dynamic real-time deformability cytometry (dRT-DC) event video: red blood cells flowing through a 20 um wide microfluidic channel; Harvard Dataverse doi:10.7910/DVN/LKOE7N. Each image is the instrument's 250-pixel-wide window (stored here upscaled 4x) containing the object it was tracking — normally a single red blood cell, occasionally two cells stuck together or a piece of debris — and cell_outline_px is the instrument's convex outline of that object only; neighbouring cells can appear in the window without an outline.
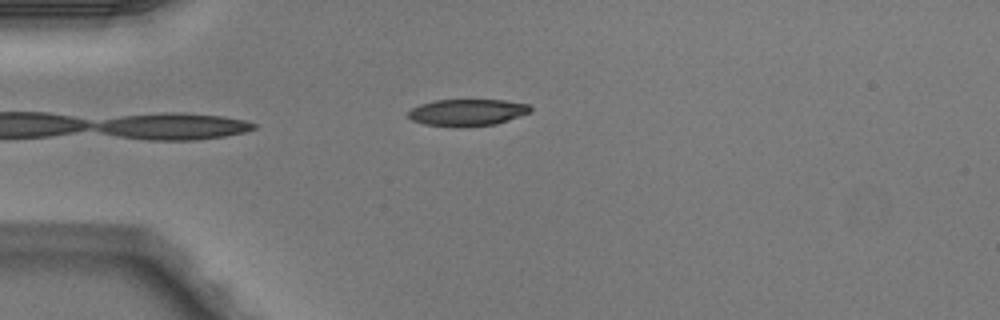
{"species": "Egyptian fruit bat (a non-hibernating species)", "species_latin": "Rousettus aegyptiacus", "temperature_condition": "warm", "stored_images_in_passage": 4, "camera_frame_rate_fps": 3000, "um_per_image_px": 0.085, "animal": {"sex": "male"}, "frame": {"image": 1, "passage_image": 4, "time_ms": 1.0, "image_size_px": [1000, 320], "cell_outline_px": [[532, 112], [496, 124], [460, 128], [456, 128], [424, 124], [412, 120], [408, 116], [408, 112], [412, 108], [420, 104], [436, 100], [504, 100], [528, 104], [532, 108]], "centroid_in_image_um": [39.72, 9.57], "position_along_channel_um": 45.3, "area_um2": 19.31}}